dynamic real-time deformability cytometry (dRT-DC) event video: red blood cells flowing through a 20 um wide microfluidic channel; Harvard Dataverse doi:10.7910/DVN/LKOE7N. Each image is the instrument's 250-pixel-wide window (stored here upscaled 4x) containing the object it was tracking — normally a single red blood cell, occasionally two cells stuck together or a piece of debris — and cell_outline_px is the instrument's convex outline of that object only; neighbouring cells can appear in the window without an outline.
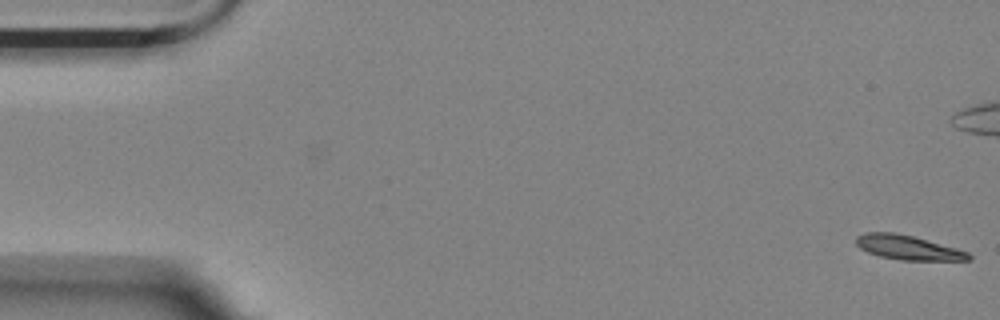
{"species": "Egyptian fruit bat (a non-hibernating species)", "species_latin": "Rousettus aegyptiacus", "temperature_condition": "room temperature", "stored_images_in_passage": 2, "camera_frame_rate_fps": 3000, "um_per_image_px": 0.085, "animal": {"sex": "female"}, "frame": {"image": 1, "passage_image": 2, "time_ms": 1.0, "image_size_px": [1000, 320], "cell_outline_px": [[972, 260], [900, 260], [880, 256], [868, 252], [860, 248], [856, 244], [856, 236], [864, 232], [896, 232], [912, 236], [956, 248], [968, 252], [972, 256]], "centroid_in_image_um": [77.16, 21.03], "position_along_channel_um": 7.8, "area_um2": 15.95}}